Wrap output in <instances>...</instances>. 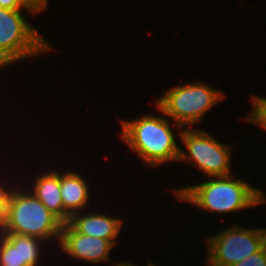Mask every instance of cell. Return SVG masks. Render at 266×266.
<instances>
[{"instance_id":"obj_1","label":"cell","mask_w":266,"mask_h":266,"mask_svg":"<svg viewBox=\"0 0 266 266\" xmlns=\"http://www.w3.org/2000/svg\"><path fill=\"white\" fill-rule=\"evenodd\" d=\"M179 201H186L212 213H233L265 203L261 189L231 175L210 177L187 187L173 188Z\"/></svg>"},{"instance_id":"obj_2","label":"cell","mask_w":266,"mask_h":266,"mask_svg":"<svg viewBox=\"0 0 266 266\" xmlns=\"http://www.w3.org/2000/svg\"><path fill=\"white\" fill-rule=\"evenodd\" d=\"M119 137L137 153L143 163L151 167L178 161L180 146L177 145L171 124L166 117L143 115L135 120H123Z\"/></svg>"},{"instance_id":"obj_3","label":"cell","mask_w":266,"mask_h":266,"mask_svg":"<svg viewBox=\"0 0 266 266\" xmlns=\"http://www.w3.org/2000/svg\"><path fill=\"white\" fill-rule=\"evenodd\" d=\"M12 189L0 234L36 236L46 242L56 239L59 243L64 223L29 190Z\"/></svg>"},{"instance_id":"obj_4","label":"cell","mask_w":266,"mask_h":266,"mask_svg":"<svg viewBox=\"0 0 266 266\" xmlns=\"http://www.w3.org/2000/svg\"><path fill=\"white\" fill-rule=\"evenodd\" d=\"M223 92L195 81L181 86H173L156 101L157 109L174 120L176 128H188L201 121L223 96Z\"/></svg>"},{"instance_id":"obj_5","label":"cell","mask_w":266,"mask_h":266,"mask_svg":"<svg viewBox=\"0 0 266 266\" xmlns=\"http://www.w3.org/2000/svg\"><path fill=\"white\" fill-rule=\"evenodd\" d=\"M49 44L22 15V10L0 7V68L27 57H37L50 51Z\"/></svg>"},{"instance_id":"obj_6","label":"cell","mask_w":266,"mask_h":266,"mask_svg":"<svg viewBox=\"0 0 266 266\" xmlns=\"http://www.w3.org/2000/svg\"><path fill=\"white\" fill-rule=\"evenodd\" d=\"M231 226L206 237L208 266H232L240 263L266 244V228H244L236 223Z\"/></svg>"},{"instance_id":"obj_7","label":"cell","mask_w":266,"mask_h":266,"mask_svg":"<svg viewBox=\"0 0 266 266\" xmlns=\"http://www.w3.org/2000/svg\"><path fill=\"white\" fill-rule=\"evenodd\" d=\"M179 137L187 152L180 148L179 160H185L196 165L199 171L210 177L227 176L231 174V145L218 142L207 131L180 128Z\"/></svg>"},{"instance_id":"obj_8","label":"cell","mask_w":266,"mask_h":266,"mask_svg":"<svg viewBox=\"0 0 266 266\" xmlns=\"http://www.w3.org/2000/svg\"><path fill=\"white\" fill-rule=\"evenodd\" d=\"M59 247L71 258L85 260L93 264L109 261L115 246L110 240L78 233L69 223L62 226Z\"/></svg>"},{"instance_id":"obj_9","label":"cell","mask_w":266,"mask_h":266,"mask_svg":"<svg viewBox=\"0 0 266 266\" xmlns=\"http://www.w3.org/2000/svg\"><path fill=\"white\" fill-rule=\"evenodd\" d=\"M68 223L82 235L110 240L116 245V237L119 235L123 220L103 213L83 215V213L77 212L70 217Z\"/></svg>"},{"instance_id":"obj_10","label":"cell","mask_w":266,"mask_h":266,"mask_svg":"<svg viewBox=\"0 0 266 266\" xmlns=\"http://www.w3.org/2000/svg\"><path fill=\"white\" fill-rule=\"evenodd\" d=\"M39 175L36 177V181H34L33 187H31L33 189L30 191L63 223H68L70 216L63 208L60 191V173L55 170H48V172L46 171Z\"/></svg>"},{"instance_id":"obj_11","label":"cell","mask_w":266,"mask_h":266,"mask_svg":"<svg viewBox=\"0 0 266 266\" xmlns=\"http://www.w3.org/2000/svg\"><path fill=\"white\" fill-rule=\"evenodd\" d=\"M61 198L64 211L71 217L85 209L89 202V186L86 180L74 171L60 173Z\"/></svg>"},{"instance_id":"obj_12","label":"cell","mask_w":266,"mask_h":266,"mask_svg":"<svg viewBox=\"0 0 266 266\" xmlns=\"http://www.w3.org/2000/svg\"><path fill=\"white\" fill-rule=\"evenodd\" d=\"M46 241L36 236L19 235V255L21 266H38L41 243Z\"/></svg>"},{"instance_id":"obj_13","label":"cell","mask_w":266,"mask_h":266,"mask_svg":"<svg viewBox=\"0 0 266 266\" xmlns=\"http://www.w3.org/2000/svg\"><path fill=\"white\" fill-rule=\"evenodd\" d=\"M0 266H21L19 235L0 234Z\"/></svg>"},{"instance_id":"obj_14","label":"cell","mask_w":266,"mask_h":266,"mask_svg":"<svg viewBox=\"0 0 266 266\" xmlns=\"http://www.w3.org/2000/svg\"><path fill=\"white\" fill-rule=\"evenodd\" d=\"M252 110L248 114L246 121L254 123L266 131V98L251 96Z\"/></svg>"},{"instance_id":"obj_15","label":"cell","mask_w":266,"mask_h":266,"mask_svg":"<svg viewBox=\"0 0 266 266\" xmlns=\"http://www.w3.org/2000/svg\"><path fill=\"white\" fill-rule=\"evenodd\" d=\"M232 266H266V244L258 252Z\"/></svg>"},{"instance_id":"obj_16","label":"cell","mask_w":266,"mask_h":266,"mask_svg":"<svg viewBox=\"0 0 266 266\" xmlns=\"http://www.w3.org/2000/svg\"><path fill=\"white\" fill-rule=\"evenodd\" d=\"M4 186H6V185H2L0 182V227L5 220L8 199H9V195L12 191L11 188L5 189L6 187H4Z\"/></svg>"},{"instance_id":"obj_17","label":"cell","mask_w":266,"mask_h":266,"mask_svg":"<svg viewBox=\"0 0 266 266\" xmlns=\"http://www.w3.org/2000/svg\"><path fill=\"white\" fill-rule=\"evenodd\" d=\"M26 8L32 10L35 15L45 11L49 0H19Z\"/></svg>"},{"instance_id":"obj_18","label":"cell","mask_w":266,"mask_h":266,"mask_svg":"<svg viewBox=\"0 0 266 266\" xmlns=\"http://www.w3.org/2000/svg\"><path fill=\"white\" fill-rule=\"evenodd\" d=\"M0 7L11 10H21L24 8L28 13L32 15L35 14L32 10L26 8L19 0H0Z\"/></svg>"},{"instance_id":"obj_19","label":"cell","mask_w":266,"mask_h":266,"mask_svg":"<svg viewBox=\"0 0 266 266\" xmlns=\"http://www.w3.org/2000/svg\"><path fill=\"white\" fill-rule=\"evenodd\" d=\"M112 266H136V264H132L131 262H117L116 264L112 265Z\"/></svg>"},{"instance_id":"obj_20","label":"cell","mask_w":266,"mask_h":266,"mask_svg":"<svg viewBox=\"0 0 266 266\" xmlns=\"http://www.w3.org/2000/svg\"><path fill=\"white\" fill-rule=\"evenodd\" d=\"M147 266H158V265H155V264H153L152 262H150V263H148Z\"/></svg>"}]
</instances>
